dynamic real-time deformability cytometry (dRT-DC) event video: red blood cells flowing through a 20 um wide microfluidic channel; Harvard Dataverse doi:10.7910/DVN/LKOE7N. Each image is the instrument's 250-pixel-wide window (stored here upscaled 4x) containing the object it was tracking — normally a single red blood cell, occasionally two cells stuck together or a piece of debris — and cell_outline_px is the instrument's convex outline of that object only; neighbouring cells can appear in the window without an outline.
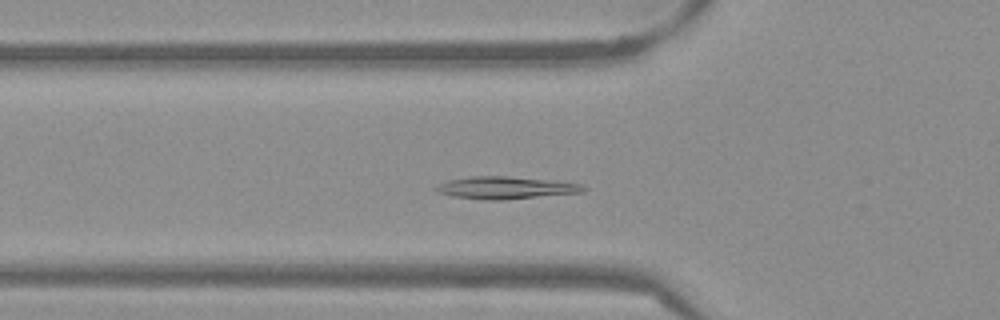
{"species": "Egyptian fruit bat (a non-hibernating species)", "species_latin": "Rousettus aegyptiacus", "temperature_condition": "warm", "stored_images_in_passage": 41, "camera_frame_rate_fps": 3000, "um_per_image_px": 0.085, "frame": {"image": 1, "passage_image": 6, "time_ms": 1.667, "image_size_px": [1000, 320], "cell_outline_px": [[588, 188], [584, 192], [500, 200], [480, 200], [452, 196], [436, 192], [432, 188], [448, 180], [472, 176], [508, 176], [580, 184]], "centroid_in_image_um": [42.91, 15.97], "position_along_channel_um": 82.9, "area_um2": 19.02}}
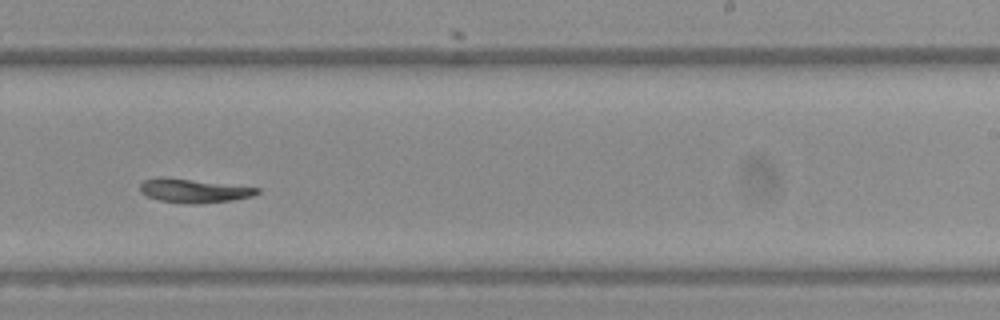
{"frame": {"image": 2, "passage_image": 21, "time_ms": 6.667, "image_size_px": [1000, 320], "cell_outline_px": [[260, 192], [252, 196], [232, 200], [188, 204], [184, 204], [160, 200], [148, 196], [140, 192], [140, 184], [144, 180], [156, 176], [168, 176], [260, 188]], "centroid_in_image_um": [16.43, 16.18], "position_along_channel_um": 272.6, "area_um2": 16.42}}
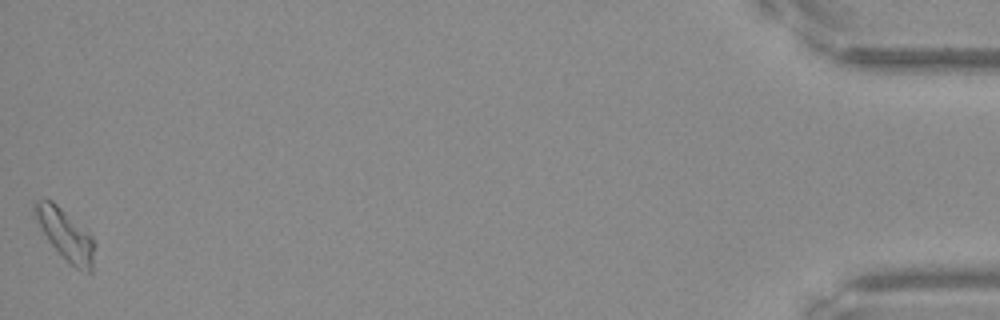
{"frame": {"image": 3, "passage_image": 41, "time_ms": 13.333, "image_size_px": [1000, 320], "cell_outline_px": [[96, 244], [92, 272], [88, 272], [76, 268], [48, 240], [32, 216], [32, 200], [44, 196], [52, 200], [88, 232], [92, 236]], "centroid_in_image_um": [5.51, 19.85], "position_along_channel_um": 429.7, "area_um2": 17.98}}